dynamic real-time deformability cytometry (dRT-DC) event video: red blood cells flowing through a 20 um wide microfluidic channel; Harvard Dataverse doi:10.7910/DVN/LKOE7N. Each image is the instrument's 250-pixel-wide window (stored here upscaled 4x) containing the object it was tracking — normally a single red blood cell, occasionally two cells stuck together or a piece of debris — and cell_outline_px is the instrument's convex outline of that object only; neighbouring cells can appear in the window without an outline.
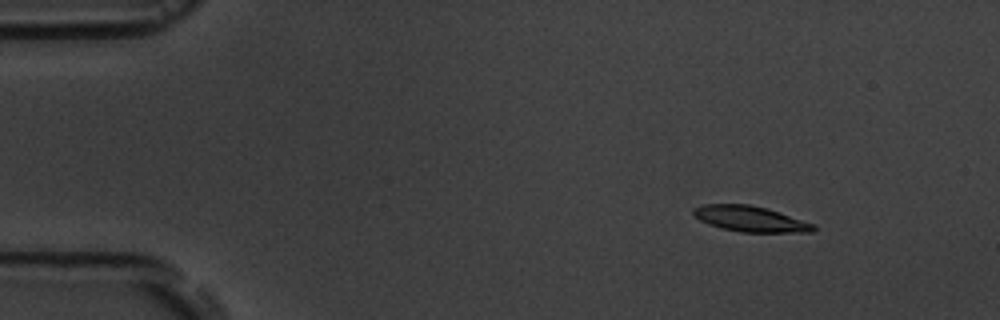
{"species": "common noctule bat (a hibernating species)", "species_latin": "Nyctalus noctula", "temperature_condition": "room temperature", "stored_images_in_passage": 5, "camera_frame_rate_fps": 3000, "um_per_image_px": 0.085, "animal": {"sex": "male", "body_mass_g": 19.5, "forearm_length_mm": 54.6}, "frame": {"image": 1, "passage_image": 1, "time_ms": 0.0, "image_size_px": [1000, 320], "cell_outline_px": [[816, 228], [812, 232], [740, 232], [720, 228], [708, 224], [700, 220], [692, 212], [692, 208], [704, 204], [748, 204], [768, 208], [816, 224]], "centroid_in_image_um": [63.79, 18.6], "position_along_channel_um": 21.2, "area_um2": 18.09}}
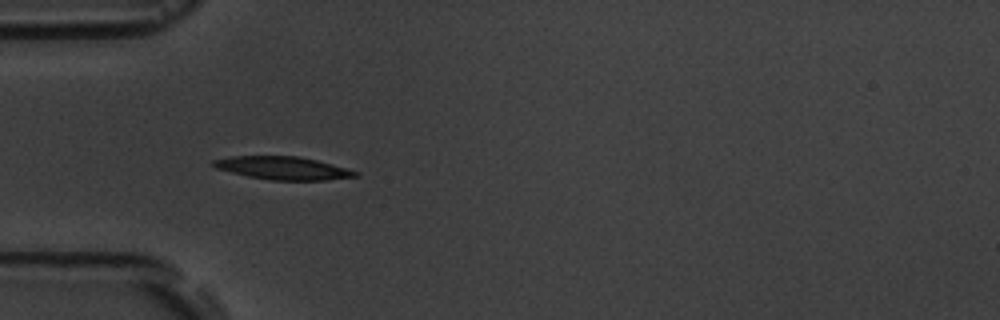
{"frame": {"image": 2, "passage_image": 4, "time_ms": 3.333, "image_size_px": [1000, 320], "cell_outline_px": [[360, 176], [324, 180], [272, 180], [248, 176], [216, 168], [212, 164], [212, 160], [232, 156], [300, 156], [316, 160], [360, 172]], "centroid_in_image_um": [24.07, 14.28], "position_along_channel_um": 60.9, "area_um2": 18.84}}
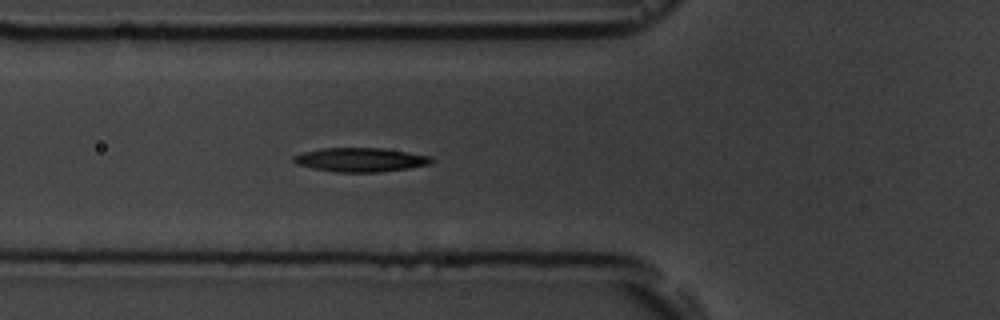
{"frame": {"image": 3, "passage_image": 5, "time_ms": 4.333, "image_size_px": [1000, 320], "cell_outline_px": [[436, 160], [428, 164], [408, 168], [380, 172], [336, 172], [312, 168], [296, 164], [292, 160], [292, 156], [304, 152], [320, 148], [384, 148], [432, 156]], "centroid_in_image_um": [30.64, 13.57], "position_along_channel_um": 95.2, "area_um2": 19.36}}